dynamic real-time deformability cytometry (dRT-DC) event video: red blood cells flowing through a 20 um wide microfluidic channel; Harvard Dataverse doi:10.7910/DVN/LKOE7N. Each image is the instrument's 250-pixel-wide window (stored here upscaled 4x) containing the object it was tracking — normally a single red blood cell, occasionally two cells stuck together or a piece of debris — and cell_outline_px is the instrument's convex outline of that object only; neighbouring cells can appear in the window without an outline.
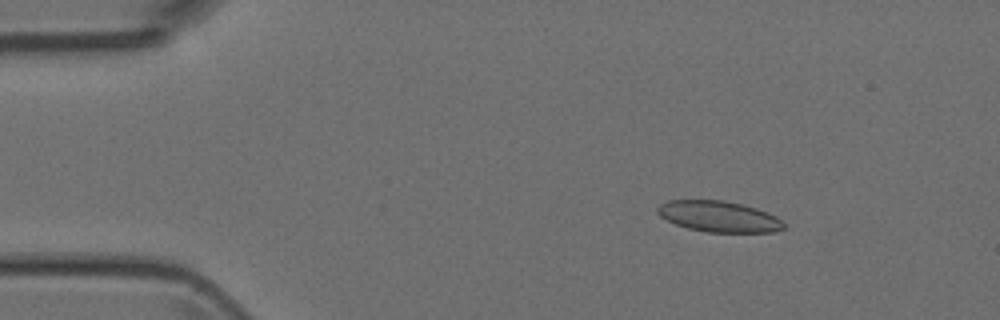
{"species": "Egyptian fruit bat (a non-hibernating species)", "species_latin": "Rousettus aegyptiacus", "temperature_condition": "room temperature", "stored_images_in_passage": 52, "camera_frame_rate_fps": 3000, "um_per_image_px": 0.085, "animal": {"sex": "female"}, "frame": {"image": 1, "passage_image": 8, "time_ms": 2.333, "image_size_px": [1000, 320], "cell_outline_px": [[784, 228], [772, 232], [708, 232], [688, 228], [676, 224], [660, 216], [656, 212], [656, 208], [660, 204], [668, 200], [724, 200], [744, 204], [756, 208], [776, 216], [784, 224]], "centroid_in_image_um": [61.08, 18.39], "position_along_channel_um": 23.9, "area_um2": 22.72}}
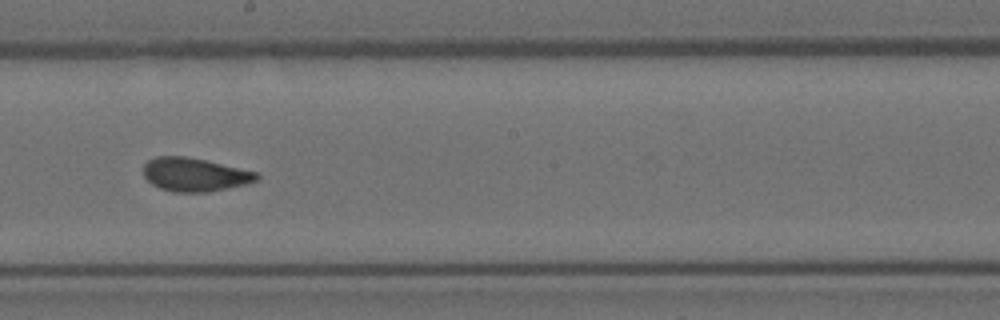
{"frame": {"image": 2, "passage_image": 29, "time_ms": 9.333, "image_size_px": [1000, 320], "cell_outline_px": [[260, 176], [256, 180], [248, 184], [208, 192], [172, 192], [160, 188], [152, 184], [144, 176], [144, 164], [148, 160], [156, 156], [188, 156], [260, 172]], "centroid_in_image_um": [16.58, 14.83], "position_along_channel_um": 231.6, "area_um2": 22.37}}
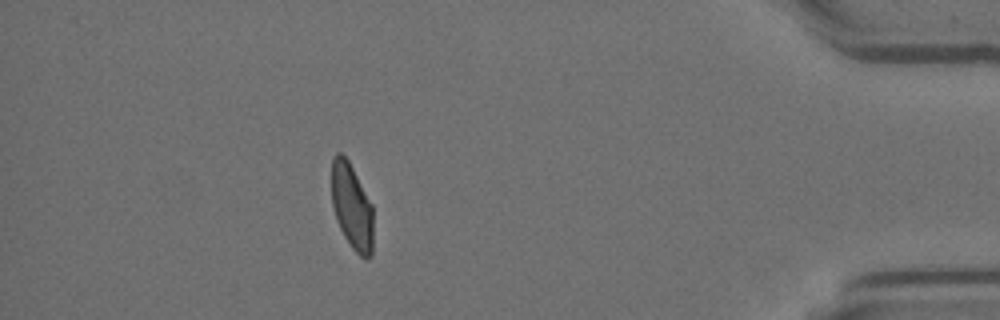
{"frame": {"image": 3, "passage_image": 46, "time_ms": 15.0, "image_size_px": [1000, 320], "cell_outline_px": [[372, 256], [368, 260], [360, 256], [352, 248], [344, 236], [336, 220], [332, 204], [332, 156], [336, 152], [340, 152], [348, 160], [372, 204]], "centroid_in_image_um": [29.9, 17.57], "position_along_channel_um": 405.3, "area_um2": 20.81}}